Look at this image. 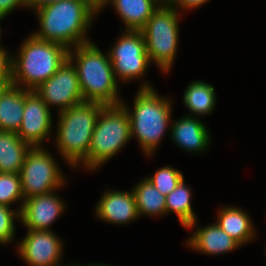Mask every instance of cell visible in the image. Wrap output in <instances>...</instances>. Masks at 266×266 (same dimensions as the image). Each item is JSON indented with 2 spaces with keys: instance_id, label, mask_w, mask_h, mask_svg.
Wrapping results in <instances>:
<instances>
[{
  "instance_id": "cell-32",
  "label": "cell",
  "mask_w": 266,
  "mask_h": 266,
  "mask_svg": "<svg viewBox=\"0 0 266 266\" xmlns=\"http://www.w3.org/2000/svg\"><path fill=\"white\" fill-rule=\"evenodd\" d=\"M11 84H0V97Z\"/></svg>"
},
{
  "instance_id": "cell-3",
  "label": "cell",
  "mask_w": 266,
  "mask_h": 266,
  "mask_svg": "<svg viewBox=\"0 0 266 266\" xmlns=\"http://www.w3.org/2000/svg\"><path fill=\"white\" fill-rule=\"evenodd\" d=\"M19 56L10 59L11 84L35 90L54 75L68 59L64 45L37 39L33 34L22 43Z\"/></svg>"
},
{
  "instance_id": "cell-16",
  "label": "cell",
  "mask_w": 266,
  "mask_h": 266,
  "mask_svg": "<svg viewBox=\"0 0 266 266\" xmlns=\"http://www.w3.org/2000/svg\"><path fill=\"white\" fill-rule=\"evenodd\" d=\"M170 128L173 140L187 151H204L210 143L206 126L191 116L179 119Z\"/></svg>"
},
{
  "instance_id": "cell-10",
  "label": "cell",
  "mask_w": 266,
  "mask_h": 266,
  "mask_svg": "<svg viewBox=\"0 0 266 266\" xmlns=\"http://www.w3.org/2000/svg\"><path fill=\"white\" fill-rule=\"evenodd\" d=\"M74 64L67 59L54 75L35 89L49 108L57 105L61 112L84 102Z\"/></svg>"
},
{
  "instance_id": "cell-6",
  "label": "cell",
  "mask_w": 266,
  "mask_h": 266,
  "mask_svg": "<svg viewBox=\"0 0 266 266\" xmlns=\"http://www.w3.org/2000/svg\"><path fill=\"white\" fill-rule=\"evenodd\" d=\"M127 108L123 102L102 108L88 151L89 170L107 162L130 140L131 125Z\"/></svg>"
},
{
  "instance_id": "cell-23",
  "label": "cell",
  "mask_w": 266,
  "mask_h": 266,
  "mask_svg": "<svg viewBox=\"0 0 266 266\" xmlns=\"http://www.w3.org/2000/svg\"><path fill=\"white\" fill-rule=\"evenodd\" d=\"M191 193L184 184V179L166 196V213L175 212L181 224L187 229L194 227L196 215L191 207Z\"/></svg>"
},
{
  "instance_id": "cell-25",
  "label": "cell",
  "mask_w": 266,
  "mask_h": 266,
  "mask_svg": "<svg viewBox=\"0 0 266 266\" xmlns=\"http://www.w3.org/2000/svg\"><path fill=\"white\" fill-rule=\"evenodd\" d=\"M155 188L164 196L170 194L178 184L184 179L179 170L165 166L155 172L150 178H147Z\"/></svg>"
},
{
  "instance_id": "cell-4",
  "label": "cell",
  "mask_w": 266,
  "mask_h": 266,
  "mask_svg": "<svg viewBox=\"0 0 266 266\" xmlns=\"http://www.w3.org/2000/svg\"><path fill=\"white\" fill-rule=\"evenodd\" d=\"M104 106L84 101L60 112L57 123V147L70 165L75 167L83 163L88 169V151L93 130Z\"/></svg>"
},
{
  "instance_id": "cell-8",
  "label": "cell",
  "mask_w": 266,
  "mask_h": 266,
  "mask_svg": "<svg viewBox=\"0 0 266 266\" xmlns=\"http://www.w3.org/2000/svg\"><path fill=\"white\" fill-rule=\"evenodd\" d=\"M19 174L24 199L54 192L64 183L55 160L42 146L31 147Z\"/></svg>"
},
{
  "instance_id": "cell-26",
  "label": "cell",
  "mask_w": 266,
  "mask_h": 266,
  "mask_svg": "<svg viewBox=\"0 0 266 266\" xmlns=\"http://www.w3.org/2000/svg\"><path fill=\"white\" fill-rule=\"evenodd\" d=\"M20 217V212L10 210V207L0 204V244L11 242L14 238V218Z\"/></svg>"
},
{
  "instance_id": "cell-22",
  "label": "cell",
  "mask_w": 266,
  "mask_h": 266,
  "mask_svg": "<svg viewBox=\"0 0 266 266\" xmlns=\"http://www.w3.org/2000/svg\"><path fill=\"white\" fill-rule=\"evenodd\" d=\"M183 101L194 114H209L212 112L216 101L214 87L202 81H194L187 87Z\"/></svg>"
},
{
  "instance_id": "cell-27",
  "label": "cell",
  "mask_w": 266,
  "mask_h": 266,
  "mask_svg": "<svg viewBox=\"0 0 266 266\" xmlns=\"http://www.w3.org/2000/svg\"><path fill=\"white\" fill-rule=\"evenodd\" d=\"M10 57L7 53H0V84H11Z\"/></svg>"
},
{
  "instance_id": "cell-18",
  "label": "cell",
  "mask_w": 266,
  "mask_h": 266,
  "mask_svg": "<svg viewBox=\"0 0 266 266\" xmlns=\"http://www.w3.org/2000/svg\"><path fill=\"white\" fill-rule=\"evenodd\" d=\"M161 1L163 3L165 0H109L108 3L114 5L119 16L122 17L126 25L125 30L140 31Z\"/></svg>"
},
{
  "instance_id": "cell-28",
  "label": "cell",
  "mask_w": 266,
  "mask_h": 266,
  "mask_svg": "<svg viewBox=\"0 0 266 266\" xmlns=\"http://www.w3.org/2000/svg\"><path fill=\"white\" fill-rule=\"evenodd\" d=\"M19 5L28 7L27 0H0V16L5 17Z\"/></svg>"
},
{
  "instance_id": "cell-9",
  "label": "cell",
  "mask_w": 266,
  "mask_h": 266,
  "mask_svg": "<svg viewBox=\"0 0 266 266\" xmlns=\"http://www.w3.org/2000/svg\"><path fill=\"white\" fill-rule=\"evenodd\" d=\"M108 54L114 76L122 81L144 75L150 64L145 39L139 30H125Z\"/></svg>"
},
{
  "instance_id": "cell-1",
  "label": "cell",
  "mask_w": 266,
  "mask_h": 266,
  "mask_svg": "<svg viewBox=\"0 0 266 266\" xmlns=\"http://www.w3.org/2000/svg\"><path fill=\"white\" fill-rule=\"evenodd\" d=\"M35 11L41 27L33 33L37 39L60 43L68 49L90 42L85 33L98 11L87 1L61 0Z\"/></svg>"
},
{
  "instance_id": "cell-31",
  "label": "cell",
  "mask_w": 266,
  "mask_h": 266,
  "mask_svg": "<svg viewBox=\"0 0 266 266\" xmlns=\"http://www.w3.org/2000/svg\"><path fill=\"white\" fill-rule=\"evenodd\" d=\"M87 1L96 11H100L103 6H105L109 0H85Z\"/></svg>"
},
{
  "instance_id": "cell-29",
  "label": "cell",
  "mask_w": 266,
  "mask_h": 266,
  "mask_svg": "<svg viewBox=\"0 0 266 266\" xmlns=\"http://www.w3.org/2000/svg\"><path fill=\"white\" fill-rule=\"evenodd\" d=\"M169 5H171L173 8L174 6L180 8H195L198 6L203 5L208 0H165Z\"/></svg>"
},
{
  "instance_id": "cell-21",
  "label": "cell",
  "mask_w": 266,
  "mask_h": 266,
  "mask_svg": "<svg viewBox=\"0 0 266 266\" xmlns=\"http://www.w3.org/2000/svg\"><path fill=\"white\" fill-rule=\"evenodd\" d=\"M138 215H161L166 213V196L145 178L133 188Z\"/></svg>"
},
{
  "instance_id": "cell-11",
  "label": "cell",
  "mask_w": 266,
  "mask_h": 266,
  "mask_svg": "<svg viewBox=\"0 0 266 266\" xmlns=\"http://www.w3.org/2000/svg\"><path fill=\"white\" fill-rule=\"evenodd\" d=\"M52 117L48 105L35 90L25 93V106L18 136L31 147H40L50 133Z\"/></svg>"
},
{
  "instance_id": "cell-17",
  "label": "cell",
  "mask_w": 266,
  "mask_h": 266,
  "mask_svg": "<svg viewBox=\"0 0 266 266\" xmlns=\"http://www.w3.org/2000/svg\"><path fill=\"white\" fill-rule=\"evenodd\" d=\"M27 89L10 85L0 97V131L18 133Z\"/></svg>"
},
{
  "instance_id": "cell-15",
  "label": "cell",
  "mask_w": 266,
  "mask_h": 266,
  "mask_svg": "<svg viewBox=\"0 0 266 266\" xmlns=\"http://www.w3.org/2000/svg\"><path fill=\"white\" fill-rule=\"evenodd\" d=\"M188 245L192 249L204 252L210 255H217L233 251L241 246L225 231H223L217 223L208 225L207 227L198 228L195 233L188 239Z\"/></svg>"
},
{
  "instance_id": "cell-7",
  "label": "cell",
  "mask_w": 266,
  "mask_h": 266,
  "mask_svg": "<svg viewBox=\"0 0 266 266\" xmlns=\"http://www.w3.org/2000/svg\"><path fill=\"white\" fill-rule=\"evenodd\" d=\"M160 4L140 30L144 36L150 62L165 73L172 67L178 44V9L166 1Z\"/></svg>"
},
{
  "instance_id": "cell-13",
  "label": "cell",
  "mask_w": 266,
  "mask_h": 266,
  "mask_svg": "<svg viewBox=\"0 0 266 266\" xmlns=\"http://www.w3.org/2000/svg\"><path fill=\"white\" fill-rule=\"evenodd\" d=\"M55 192L25 199L18 210L22 223L28 230H49V226L64 211L65 204Z\"/></svg>"
},
{
  "instance_id": "cell-2",
  "label": "cell",
  "mask_w": 266,
  "mask_h": 266,
  "mask_svg": "<svg viewBox=\"0 0 266 266\" xmlns=\"http://www.w3.org/2000/svg\"><path fill=\"white\" fill-rule=\"evenodd\" d=\"M74 48V52L69 49L68 59L71 62L76 60L74 66L77 70L83 100L103 105L121 104L109 54L104 55L92 42Z\"/></svg>"
},
{
  "instance_id": "cell-12",
  "label": "cell",
  "mask_w": 266,
  "mask_h": 266,
  "mask_svg": "<svg viewBox=\"0 0 266 266\" xmlns=\"http://www.w3.org/2000/svg\"><path fill=\"white\" fill-rule=\"evenodd\" d=\"M62 241L51 230H28L18 253L30 266H58Z\"/></svg>"
},
{
  "instance_id": "cell-33",
  "label": "cell",
  "mask_w": 266,
  "mask_h": 266,
  "mask_svg": "<svg viewBox=\"0 0 266 266\" xmlns=\"http://www.w3.org/2000/svg\"><path fill=\"white\" fill-rule=\"evenodd\" d=\"M3 16H0V21L3 19ZM0 33H1V29H0ZM0 53H7L2 47H0Z\"/></svg>"
},
{
  "instance_id": "cell-24",
  "label": "cell",
  "mask_w": 266,
  "mask_h": 266,
  "mask_svg": "<svg viewBox=\"0 0 266 266\" xmlns=\"http://www.w3.org/2000/svg\"><path fill=\"white\" fill-rule=\"evenodd\" d=\"M24 199L20 174L0 173V204L10 207L14 201Z\"/></svg>"
},
{
  "instance_id": "cell-20",
  "label": "cell",
  "mask_w": 266,
  "mask_h": 266,
  "mask_svg": "<svg viewBox=\"0 0 266 266\" xmlns=\"http://www.w3.org/2000/svg\"><path fill=\"white\" fill-rule=\"evenodd\" d=\"M218 215V226L240 245L249 242L253 238L255 234L254 227L243 210L230 206L220 210Z\"/></svg>"
},
{
  "instance_id": "cell-34",
  "label": "cell",
  "mask_w": 266,
  "mask_h": 266,
  "mask_svg": "<svg viewBox=\"0 0 266 266\" xmlns=\"http://www.w3.org/2000/svg\"><path fill=\"white\" fill-rule=\"evenodd\" d=\"M88 266H102V265H97V264H94V265H88ZM103 266H106V265H103ZM109 266V265H108Z\"/></svg>"
},
{
  "instance_id": "cell-19",
  "label": "cell",
  "mask_w": 266,
  "mask_h": 266,
  "mask_svg": "<svg viewBox=\"0 0 266 266\" xmlns=\"http://www.w3.org/2000/svg\"><path fill=\"white\" fill-rule=\"evenodd\" d=\"M30 149L17 133L0 131V173L19 174Z\"/></svg>"
},
{
  "instance_id": "cell-14",
  "label": "cell",
  "mask_w": 266,
  "mask_h": 266,
  "mask_svg": "<svg viewBox=\"0 0 266 266\" xmlns=\"http://www.w3.org/2000/svg\"><path fill=\"white\" fill-rule=\"evenodd\" d=\"M95 210L100 219L114 224L130 223L139 217L133 190L131 193L106 191Z\"/></svg>"
},
{
  "instance_id": "cell-5",
  "label": "cell",
  "mask_w": 266,
  "mask_h": 266,
  "mask_svg": "<svg viewBox=\"0 0 266 266\" xmlns=\"http://www.w3.org/2000/svg\"><path fill=\"white\" fill-rule=\"evenodd\" d=\"M134 111L127 109L131 137L138 138L142 150L151 155L167 130L171 116V103L157 95L149 84H142L134 100Z\"/></svg>"
},
{
  "instance_id": "cell-30",
  "label": "cell",
  "mask_w": 266,
  "mask_h": 266,
  "mask_svg": "<svg viewBox=\"0 0 266 266\" xmlns=\"http://www.w3.org/2000/svg\"><path fill=\"white\" fill-rule=\"evenodd\" d=\"M61 0H27L28 7H32L33 9L37 10L43 6H46L51 3H55Z\"/></svg>"
}]
</instances>
